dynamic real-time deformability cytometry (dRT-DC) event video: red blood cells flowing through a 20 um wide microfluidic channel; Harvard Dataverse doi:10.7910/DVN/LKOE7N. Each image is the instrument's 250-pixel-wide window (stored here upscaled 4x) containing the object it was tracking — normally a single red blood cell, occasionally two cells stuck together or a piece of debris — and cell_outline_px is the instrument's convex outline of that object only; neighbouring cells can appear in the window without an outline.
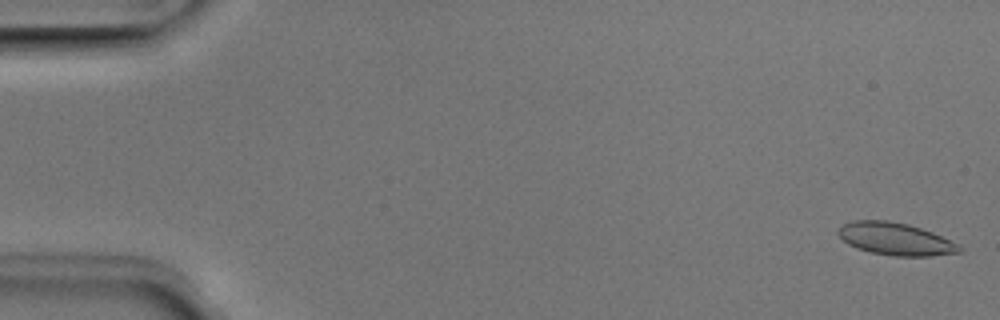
{"species": "Egyptian fruit bat (a non-hibernating species)", "species_latin": "Rousettus aegyptiacus", "temperature_condition": "room temperature", "stored_images_in_passage": 5, "camera_frame_rate_fps": 3000, "um_per_image_px": 0.085, "animal": {"sex": "male"}, "frame": {"image": 1, "passage_image": 1, "time_ms": 0.0, "image_size_px": [1000, 320], "cell_outline_px": [[964, 248], [960, 252], [932, 256], [892, 256], [868, 252], [856, 248], [848, 244], [836, 232], [844, 224], [852, 220], [888, 220], [908, 224], [932, 232], [960, 244]], "centroid_in_image_um": [76.13, 20.32], "position_along_channel_um": 8.9, "area_um2": 23.06}}